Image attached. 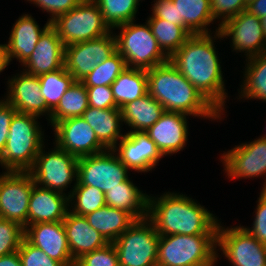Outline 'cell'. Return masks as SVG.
I'll return each mask as SVG.
<instances>
[{
  "mask_svg": "<svg viewBox=\"0 0 266 266\" xmlns=\"http://www.w3.org/2000/svg\"><path fill=\"white\" fill-rule=\"evenodd\" d=\"M115 103L121 109L128 102L148 93V77L145 69L129 68L123 70L111 84Z\"/></svg>",
  "mask_w": 266,
  "mask_h": 266,
  "instance_id": "f546056e",
  "label": "cell"
},
{
  "mask_svg": "<svg viewBox=\"0 0 266 266\" xmlns=\"http://www.w3.org/2000/svg\"><path fill=\"white\" fill-rule=\"evenodd\" d=\"M129 169L119 160L112 149L78 158V175L75 185H89L104 194L121 186L129 177Z\"/></svg>",
  "mask_w": 266,
  "mask_h": 266,
  "instance_id": "30bf717a",
  "label": "cell"
},
{
  "mask_svg": "<svg viewBox=\"0 0 266 266\" xmlns=\"http://www.w3.org/2000/svg\"><path fill=\"white\" fill-rule=\"evenodd\" d=\"M186 116L189 115L164 111L159 120L145 131L163 156L184 149L189 134Z\"/></svg>",
  "mask_w": 266,
  "mask_h": 266,
  "instance_id": "ffe728a7",
  "label": "cell"
},
{
  "mask_svg": "<svg viewBox=\"0 0 266 266\" xmlns=\"http://www.w3.org/2000/svg\"><path fill=\"white\" fill-rule=\"evenodd\" d=\"M68 196L70 211L81 216H86L106 205L105 194L89 185L74 184Z\"/></svg>",
  "mask_w": 266,
  "mask_h": 266,
  "instance_id": "d590c367",
  "label": "cell"
},
{
  "mask_svg": "<svg viewBox=\"0 0 266 266\" xmlns=\"http://www.w3.org/2000/svg\"><path fill=\"white\" fill-rule=\"evenodd\" d=\"M42 11L49 13L50 18L48 21L51 23L57 17L68 13L73 8L77 7L83 0H27Z\"/></svg>",
  "mask_w": 266,
  "mask_h": 266,
  "instance_id": "b9f144b4",
  "label": "cell"
},
{
  "mask_svg": "<svg viewBox=\"0 0 266 266\" xmlns=\"http://www.w3.org/2000/svg\"><path fill=\"white\" fill-rule=\"evenodd\" d=\"M24 237L63 266H74L63 221L37 223L25 228Z\"/></svg>",
  "mask_w": 266,
  "mask_h": 266,
  "instance_id": "d6986e66",
  "label": "cell"
},
{
  "mask_svg": "<svg viewBox=\"0 0 266 266\" xmlns=\"http://www.w3.org/2000/svg\"><path fill=\"white\" fill-rule=\"evenodd\" d=\"M75 266H119L118 254L113 243L83 254L76 260Z\"/></svg>",
  "mask_w": 266,
  "mask_h": 266,
  "instance_id": "f35d334b",
  "label": "cell"
},
{
  "mask_svg": "<svg viewBox=\"0 0 266 266\" xmlns=\"http://www.w3.org/2000/svg\"><path fill=\"white\" fill-rule=\"evenodd\" d=\"M63 42L50 25L40 36L31 56L22 64L23 71L32 75H42L64 67Z\"/></svg>",
  "mask_w": 266,
  "mask_h": 266,
  "instance_id": "44dd1931",
  "label": "cell"
},
{
  "mask_svg": "<svg viewBox=\"0 0 266 266\" xmlns=\"http://www.w3.org/2000/svg\"><path fill=\"white\" fill-rule=\"evenodd\" d=\"M121 111L122 121L131 128L128 132H145L159 120L165 110L155 98L147 93L125 104Z\"/></svg>",
  "mask_w": 266,
  "mask_h": 266,
  "instance_id": "484cf974",
  "label": "cell"
},
{
  "mask_svg": "<svg viewBox=\"0 0 266 266\" xmlns=\"http://www.w3.org/2000/svg\"><path fill=\"white\" fill-rule=\"evenodd\" d=\"M245 1H246L247 5H248V4L252 3L255 0H245Z\"/></svg>",
  "mask_w": 266,
  "mask_h": 266,
  "instance_id": "816d5d0a",
  "label": "cell"
},
{
  "mask_svg": "<svg viewBox=\"0 0 266 266\" xmlns=\"http://www.w3.org/2000/svg\"><path fill=\"white\" fill-rule=\"evenodd\" d=\"M63 225L70 248L72 258L76 261L83 254L105 247L108 242L94 228L86 217L75 214L68 210Z\"/></svg>",
  "mask_w": 266,
  "mask_h": 266,
  "instance_id": "cb8c5ba5",
  "label": "cell"
},
{
  "mask_svg": "<svg viewBox=\"0 0 266 266\" xmlns=\"http://www.w3.org/2000/svg\"><path fill=\"white\" fill-rule=\"evenodd\" d=\"M250 14L262 18L266 16V0H255L247 5L246 9Z\"/></svg>",
  "mask_w": 266,
  "mask_h": 266,
  "instance_id": "7dc6e473",
  "label": "cell"
},
{
  "mask_svg": "<svg viewBox=\"0 0 266 266\" xmlns=\"http://www.w3.org/2000/svg\"><path fill=\"white\" fill-rule=\"evenodd\" d=\"M217 235L160 236L157 266H215Z\"/></svg>",
  "mask_w": 266,
  "mask_h": 266,
  "instance_id": "5b68a950",
  "label": "cell"
},
{
  "mask_svg": "<svg viewBox=\"0 0 266 266\" xmlns=\"http://www.w3.org/2000/svg\"><path fill=\"white\" fill-rule=\"evenodd\" d=\"M90 107L98 109L118 108L111 86L86 87Z\"/></svg>",
  "mask_w": 266,
  "mask_h": 266,
  "instance_id": "ee69618b",
  "label": "cell"
},
{
  "mask_svg": "<svg viewBox=\"0 0 266 266\" xmlns=\"http://www.w3.org/2000/svg\"><path fill=\"white\" fill-rule=\"evenodd\" d=\"M82 117L107 149H112L125 136L120 129L123 121L119 108L98 109L89 106Z\"/></svg>",
  "mask_w": 266,
  "mask_h": 266,
  "instance_id": "d4e9b609",
  "label": "cell"
},
{
  "mask_svg": "<svg viewBox=\"0 0 266 266\" xmlns=\"http://www.w3.org/2000/svg\"><path fill=\"white\" fill-rule=\"evenodd\" d=\"M161 50L170 58L191 36L181 25L164 19L149 17L147 20Z\"/></svg>",
  "mask_w": 266,
  "mask_h": 266,
  "instance_id": "d6a6232c",
  "label": "cell"
},
{
  "mask_svg": "<svg viewBox=\"0 0 266 266\" xmlns=\"http://www.w3.org/2000/svg\"><path fill=\"white\" fill-rule=\"evenodd\" d=\"M219 32L223 39L230 37L233 51L243 52L247 59L266 53L261 19L247 10L227 20Z\"/></svg>",
  "mask_w": 266,
  "mask_h": 266,
  "instance_id": "9a60e30c",
  "label": "cell"
},
{
  "mask_svg": "<svg viewBox=\"0 0 266 266\" xmlns=\"http://www.w3.org/2000/svg\"><path fill=\"white\" fill-rule=\"evenodd\" d=\"M0 266H22L18 251L1 256Z\"/></svg>",
  "mask_w": 266,
  "mask_h": 266,
  "instance_id": "c3c4849f",
  "label": "cell"
},
{
  "mask_svg": "<svg viewBox=\"0 0 266 266\" xmlns=\"http://www.w3.org/2000/svg\"><path fill=\"white\" fill-rule=\"evenodd\" d=\"M210 34H193L169 58L170 62L222 115L227 93L221 62L214 45L222 39L219 31Z\"/></svg>",
  "mask_w": 266,
  "mask_h": 266,
  "instance_id": "6da1fadb",
  "label": "cell"
},
{
  "mask_svg": "<svg viewBox=\"0 0 266 266\" xmlns=\"http://www.w3.org/2000/svg\"><path fill=\"white\" fill-rule=\"evenodd\" d=\"M53 127L55 132L53 144L77 158L107 150L82 116L64 119Z\"/></svg>",
  "mask_w": 266,
  "mask_h": 266,
  "instance_id": "2e32d148",
  "label": "cell"
},
{
  "mask_svg": "<svg viewBox=\"0 0 266 266\" xmlns=\"http://www.w3.org/2000/svg\"><path fill=\"white\" fill-rule=\"evenodd\" d=\"M244 79L238 99H258L266 102V53L246 59Z\"/></svg>",
  "mask_w": 266,
  "mask_h": 266,
  "instance_id": "4dcf8cb0",
  "label": "cell"
},
{
  "mask_svg": "<svg viewBox=\"0 0 266 266\" xmlns=\"http://www.w3.org/2000/svg\"><path fill=\"white\" fill-rule=\"evenodd\" d=\"M225 173L230 179H248L266 176V138L235 145L221 155ZM262 190H266V179Z\"/></svg>",
  "mask_w": 266,
  "mask_h": 266,
  "instance_id": "5bb4252c",
  "label": "cell"
},
{
  "mask_svg": "<svg viewBox=\"0 0 266 266\" xmlns=\"http://www.w3.org/2000/svg\"><path fill=\"white\" fill-rule=\"evenodd\" d=\"M127 68L124 58L116 50L81 80L85 87L111 86L119 74Z\"/></svg>",
  "mask_w": 266,
  "mask_h": 266,
  "instance_id": "8d00e7d4",
  "label": "cell"
},
{
  "mask_svg": "<svg viewBox=\"0 0 266 266\" xmlns=\"http://www.w3.org/2000/svg\"><path fill=\"white\" fill-rule=\"evenodd\" d=\"M217 258L220 249L233 266H266V244L260 243L244 226L217 229Z\"/></svg>",
  "mask_w": 266,
  "mask_h": 266,
  "instance_id": "8fae6325",
  "label": "cell"
},
{
  "mask_svg": "<svg viewBox=\"0 0 266 266\" xmlns=\"http://www.w3.org/2000/svg\"><path fill=\"white\" fill-rule=\"evenodd\" d=\"M261 24H262V29H263L264 36L266 39V16L261 18Z\"/></svg>",
  "mask_w": 266,
  "mask_h": 266,
  "instance_id": "f907efd6",
  "label": "cell"
},
{
  "mask_svg": "<svg viewBox=\"0 0 266 266\" xmlns=\"http://www.w3.org/2000/svg\"><path fill=\"white\" fill-rule=\"evenodd\" d=\"M21 72L8 79V90L4 99L18 113L31 114L37 117L47 114L48 118L46 119L49 121L51 110L47 107L40 92L41 86L38 76L25 71Z\"/></svg>",
  "mask_w": 266,
  "mask_h": 266,
  "instance_id": "ac0fdd59",
  "label": "cell"
},
{
  "mask_svg": "<svg viewBox=\"0 0 266 266\" xmlns=\"http://www.w3.org/2000/svg\"><path fill=\"white\" fill-rule=\"evenodd\" d=\"M172 2L177 7L178 23L191 35L211 33L208 27L214 20L210 0H172Z\"/></svg>",
  "mask_w": 266,
  "mask_h": 266,
  "instance_id": "f1b7e54d",
  "label": "cell"
},
{
  "mask_svg": "<svg viewBox=\"0 0 266 266\" xmlns=\"http://www.w3.org/2000/svg\"><path fill=\"white\" fill-rule=\"evenodd\" d=\"M88 107L86 87L81 81H75L51 111L49 123L53 127L57 122L64 119L82 116Z\"/></svg>",
  "mask_w": 266,
  "mask_h": 266,
  "instance_id": "1f68e13d",
  "label": "cell"
},
{
  "mask_svg": "<svg viewBox=\"0 0 266 266\" xmlns=\"http://www.w3.org/2000/svg\"><path fill=\"white\" fill-rule=\"evenodd\" d=\"M51 25L49 21L40 28L37 21L29 14H23L12 26L9 41L4 44L9 63L16 58L22 65L34 51L43 32Z\"/></svg>",
  "mask_w": 266,
  "mask_h": 266,
  "instance_id": "603a6c76",
  "label": "cell"
},
{
  "mask_svg": "<svg viewBox=\"0 0 266 266\" xmlns=\"http://www.w3.org/2000/svg\"><path fill=\"white\" fill-rule=\"evenodd\" d=\"M148 194L143 193L128 178L121 186L105 193L106 205L130 213L136 220L147 218Z\"/></svg>",
  "mask_w": 266,
  "mask_h": 266,
  "instance_id": "83f0119b",
  "label": "cell"
},
{
  "mask_svg": "<svg viewBox=\"0 0 266 266\" xmlns=\"http://www.w3.org/2000/svg\"><path fill=\"white\" fill-rule=\"evenodd\" d=\"M8 57L5 52L4 44H0V73L9 65Z\"/></svg>",
  "mask_w": 266,
  "mask_h": 266,
  "instance_id": "681fc988",
  "label": "cell"
},
{
  "mask_svg": "<svg viewBox=\"0 0 266 266\" xmlns=\"http://www.w3.org/2000/svg\"><path fill=\"white\" fill-rule=\"evenodd\" d=\"M103 15L104 22L111 30L115 27L136 21L141 0H94Z\"/></svg>",
  "mask_w": 266,
  "mask_h": 266,
  "instance_id": "e575fe53",
  "label": "cell"
},
{
  "mask_svg": "<svg viewBox=\"0 0 266 266\" xmlns=\"http://www.w3.org/2000/svg\"><path fill=\"white\" fill-rule=\"evenodd\" d=\"M18 254L22 266H63L60 262L50 258L40 248L32 245L25 237L20 244Z\"/></svg>",
  "mask_w": 266,
  "mask_h": 266,
  "instance_id": "ab89813d",
  "label": "cell"
},
{
  "mask_svg": "<svg viewBox=\"0 0 266 266\" xmlns=\"http://www.w3.org/2000/svg\"><path fill=\"white\" fill-rule=\"evenodd\" d=\"M54 150L45 153L43 145L37 155L33 167L28 171L35 184L42 188L64 191L72 181L77 183L78 158L54 144ZM76 179V180H75Z\"/></svg>",
  "mask_w": 266,
  "mask_h": 266,
  "instance_id": "9c48e42d",
  "label": "cell"
},
{
  "mask_svg": "<svg viewBox=\"0 0 266 266\" xmlns=\"http://www.w3.org/2000/svg\"><path fill=\"white\" fill-rule=\"evenodd\" d=\"M251 228L244 227L260 243L266 244V190H261Z\"/></svg>",
  "mask_w": 266,
  "mask_h": 266,
  "instance_id": "7bdbcfd3",
  "label": "cell"
},
{
  "mask_svg": "<svg viewBox=\"0 0 266 266\" xmlns=\"http://www.w3.org/2000/svg\"><path fill=\"white\" fill-rule=\"evenodd\" d=\"M25 229L15 221L0 218V257L18 251Z\"/></svg>",
  "mask_w": 266,
  "mask_h": 266,
  "instance_id": "74e56055",
  "label": "cell"
},
{
  "mask_svg": "<svg viewBox=\"0 0 266 266\" xmlns=\"http://www.w3.org/2000/svg\"><path fill=\"white\" fill-rule=\"evenodd\" d=\"M148 93L166 112L218 120L222 114L169 61L146 70Z\"/></svg>",
  "mask_w": 266,
  "mask_h": 266,
  "instance_id": "3957f363",
  "label": "cell"
},
{
  "mask_svg": "<svg viewBox=\"0 0 266 266\" xmlns=\"http://www.w3.org/2000/svg\"><path fill=\"white\" fill-rule=\"evenodd\" d=\"M152 15L149 17H156L164 19L175 25L178 23V12L172 0H154L152 4Z\"/></svg>",
  "mask_w": 266,
  "mask_h": 266,
  "instance_id": "bcb514c9",
  "label": "cell"
},
{
  "mask_svg": "<svg viewBox=\"0 0 266 266\" xmlns=\"http://www.w3.org/2000/svg\"><path fill=\"white\" fill-rule=\"evenodd\" d=\"M159 238L147 218L135 221L113 242L119 266H157Z\"/></svg>",
  "mask_w": 266,
  "mask_h": 266,
  "instance_id": "ba28073f",
  "label": "cell"
},
{
  "mask_svg": "<svg viewBox=\"0 0 266 266\" xmlns=\"http://www.w3.org/2000/svg\"><path fill=\"white\" fill-rule=\"evenodd\" d=\"M194 199L176 192L148 196L147 219L160 236L217 235L219 221Z\"/></svg>",
  "mask_w": 266,
  "mask_h": 266,
  "instance_id": "7a4b0ae2",
  "label": "cell"
},
{
  "mask_svg": "<svg viewBox=\"0 0 266 266\" xmlns=\"http://www.w3.org/2000/svg\"><path fill=\"white\" fill-rule=\"evenodd\" d=\"M131 21L115 27L120 30L116 35V49L129 68L151 69L169 61L161 50L148 22L136 24Z\"/></svg>",
  "mask_w": 266,
  "mask_h": 266,
  "instance_id": "8992f818",
  "label": "cell"
},
{
  "mask_svg": "<svg viewBox=\"0 0 266 266\" xmlns=\"http://www.w3.org/2000/svg\"><path fill=\"white\" fill-rule=\"evenodd\" d=\"M34 185L29 172L4 171L0 175V218L15 221L25 229Z\"/></svg>",
  "mask_w": 266,
  "mask_h": 266,
  "instance_id": "7c38bea8",
  "label": "cell"
},
{
  "mask_svg": "<svg viewBox=\"0 0 266 266\" xmlns=\"http://www.w3.org/2000/svg\"><path fill=\"white\" fill-rule=\"evenodd\" d=\"M118 143L112 150L131 171H152L164 157L145 132H126Z\"/></svg>",
  "mask_w": 266,
  "mask_h": 266,
  "instance_id": "e0dca14e",
  "label": "cell"
},
{
  "mask_svg": "<svg viewBox=\"0 0 266 266\" xmlns=\"http://www.w3.org/2000/svg\"><path fill=\"white\" fill-rule=\"evenodd\" d=\"M41 94L47 105L52 111L59 103L65 91L75 82L74 77L65 69V67L50 73L38 76Z\"/></svg>",
  "mask_w": 266,
  "mask_h": 266,
  "instance_id": "836d02e7",
  "label": "cell"
},
{
  "mask_svg": "<svg viewBox=\"0 0 266 266\" xmlns=\"http://www.w3.org/2000/svg\"><path fill=\"white\" fill-rule=\"evenodd\" d=\"M68 210V194L35 184L29 200L28 225L63 221Z\"/></svg>",
  "mask_w": 266,
  "mask_h": 266,
  "instance_id": "7402d4cb",
  "label": "cell"
},
{
  "mask_svg": "<svg viewBox=\"0 0 266 266\" xmlns=\"http://www.w3.org/2000/svg\"><path fill=\"white\" fill-rule=\"evenodd\" d=\"M17 110L5 99L0 100V156L2 155L10 128V122Z\"/></svg>",
  "mask_w": 266,
  "mask_h": 266,
  "instance_id": "f6af8a7d",
  "label": "cell"
},
{
  "mask_svg": "<svg viewBox=\"0 0 266 266\" xmlns=\"http://www.w3.org/2000/svg\"><path fill=\"white\" fill-rule=\"evenodd\" d=\"M210 9L213 20H221L216 28V31H219L220 26L227 20L245 11L247 9V3L245 0H210Z\"/></svg>",
  "mask_w": 266,
  "mask_h": 266,
  "instance_id": "60d3db41",
  "label": "cell"
},
{
  "mask_svg": "<svg viewBox=\"0 0 266 266\" xmlns=\"http://www.w3.org/2000/svg\"><path fill=\"white\" fill-rule=\"evenodd\" d=\"M51 26L64 46L99 38L111 31L94 0H83L68 13L53 20Z\"/></svg>",
  "mask_w": 266,
  "mask_h": 266,
  "instance_id": "52a82bcc",
  "label": "cell"
},
{
  "mask_svg": "<svg viewBox=\"0 0 266 266\" xmlns=\"http://www.w3.org/2000/svg\"><path fill=\"white\" fill-rule=\"evenodd\" d=\"M116 50V37L111 30L99 38L65 46L64 67L75 81H81Z\"/></svg>",
  "mask_w": 266,
  "mask_h": 266,
  "instance_id": "4fadbf2b",
  "label": "cell"
},
{
  "mask_svg": "<svg viewBox=\"0 0 266 266\" xmlns=\"http://www.w3.org/2000/svg\"><path fill=\"white\" fill-rule=\"evenodd\" d=\"M85 217L89 225L98 231L108 243H113L137 221L130 213L107 205Z\"/></svg>",
  "mask_w": 266,
  "mask_h": 266,
  "instance_id": "4316f807",
  "label": "cell"
},
{
  "mask_svg": "<svg viewBox=\"0 0 266 266\" xmlns=\"http://www.w3.org/2000/svg\"><path fill=\"white\" fill-rule=\"evenodd\" d=\"M39 117L16 112L11 119L0 166L5 171L28 172L44 145V132Z\"/></svg>",
  "mask_w": 266,
  "mask_h": 266,
  "instance_id": "277c9868",
  "label": "cell"
}]
</instances>
